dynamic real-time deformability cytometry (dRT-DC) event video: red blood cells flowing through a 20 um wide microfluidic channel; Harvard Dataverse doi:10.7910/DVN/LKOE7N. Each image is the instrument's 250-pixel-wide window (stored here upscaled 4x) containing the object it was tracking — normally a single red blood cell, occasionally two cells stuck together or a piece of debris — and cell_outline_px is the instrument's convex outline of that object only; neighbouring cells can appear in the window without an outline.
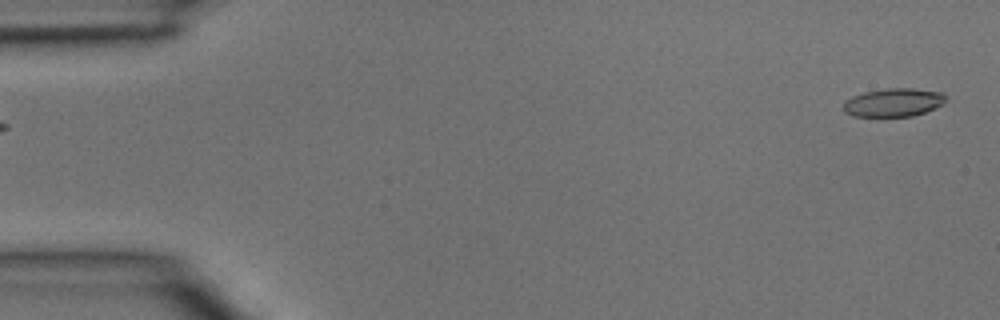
{"species": "common noctule bat (a hibernating species)", "species_latin": "Nyctalus noctula", "temperature_condition": "room temperature", "stored_images_in_passage": 3, "segment_of_instrument_passage": [2, 2], "camera_frame_rate_fps": 3000, "um_per_image_px": 0.085, "animal": {"sex": "male", "body_mass_g": 15.6}, "frame": {"image": 1, "passage_image": 3, "time_ms": 0.667, "image_size_px": [1000, 320], "cell_outline_px": [[948, 96], [944, 104], [924, 112], [912, 116], [852, 116], [844, 112], [844, 100], [852, 96], [864, 92], [888, 88], [912, 88], [944, 92]], "centroid_in_image_um": [75.97, 8.7], "position_along_channel_um": 9.0, "area_um2": 17.05}}